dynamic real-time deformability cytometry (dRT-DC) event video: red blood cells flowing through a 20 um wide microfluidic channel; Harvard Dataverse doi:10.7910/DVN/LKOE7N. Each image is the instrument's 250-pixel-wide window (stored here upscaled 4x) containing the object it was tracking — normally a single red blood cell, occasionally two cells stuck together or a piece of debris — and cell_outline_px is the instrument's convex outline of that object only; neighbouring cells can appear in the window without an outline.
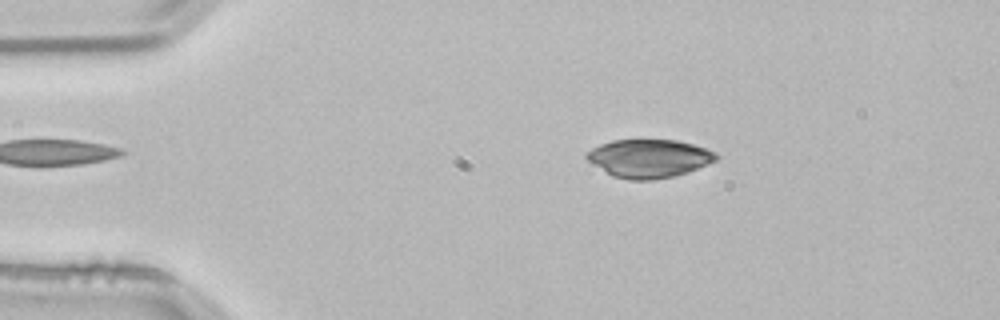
{"species": "common noctule bat (a hibernating species)", "species_latin": "Nyctalus noctula", "temperature_condition": "room temperature", "stored_images_in_passage": 24, "camera_frame_rate_fps": 3000, "um_per_image_px": 0.085, "animal": {"sex": "male", "body_mass_g": 21.5, "forearm_length_mm": 52.0}, "frame": {"image": 1, "passage_image": 3, "time_ms": 0.667, "image_size_px": [1000, 320], "cell_outline_px": [[720, 156], [716, 160], [708, 164], [688, 172], [672, 176], [652, 180], [628, 180], [612, 176], [588, 160], [584, 156], [592, 148], [600, 144], [612, 140], [676, 140], [692, 144], [716, 152]], "centroid_in_image_um": [55.17, 13.47], "position_along_channel_um": 29.8, "area_um2": 28.73}}